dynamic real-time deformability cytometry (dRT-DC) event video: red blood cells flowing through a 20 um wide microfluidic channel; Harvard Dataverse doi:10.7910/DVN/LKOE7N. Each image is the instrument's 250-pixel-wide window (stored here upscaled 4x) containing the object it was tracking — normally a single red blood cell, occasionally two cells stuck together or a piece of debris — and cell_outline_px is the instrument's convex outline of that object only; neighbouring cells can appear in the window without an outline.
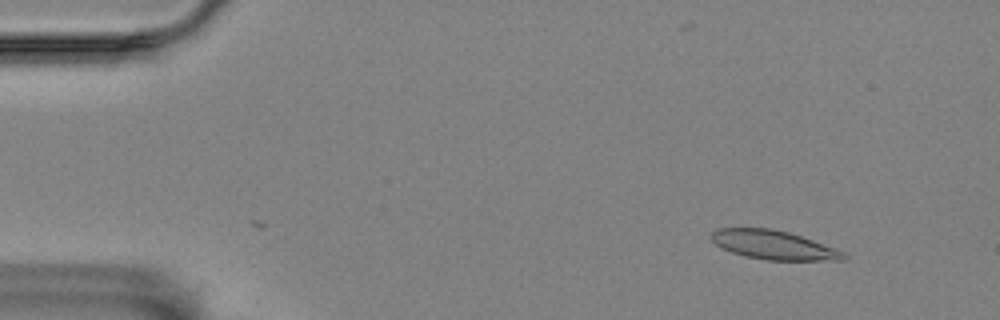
{"species": "Egyptian fruit bat (a non-hibernating species)", "species_latin": "Rousettus aegyptiacus", "temperature_condition": "room temperature", "stored_images_in_passage": 44, "camera_frame_rate_fps": 3000, "um_per_image_px": 0.085, "animal": {"sex": "female"}, "frame": {"image": 1, "passage_image": 1, "time_ms": 0.0, "image_size_px": [1000, 320], "cell_outline_px": [[848, 256], [844, 260], [764, 260], [744, 256], [720, 248], [712, 240], [712, 232], [716, 228], [768, 228], [788, 232], [812, 240], [844, 252]], "centroid_in_image_um": [65.72, 20.83], "position_along_channel_um": 19.3, "area_um2": 22.14}}
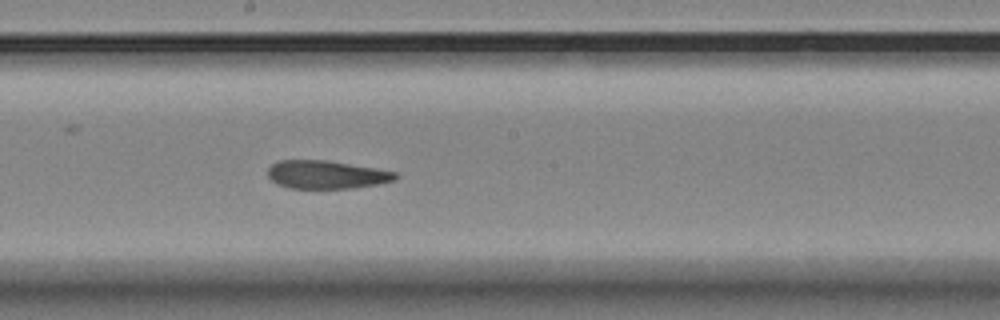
{"frame": {"image": 2, "passage_image": 26, "time_ms": 8.333, "image_size_px": [1000, 320], "cell_outline_px": [[396, 180], [376, 184], [352, 188], [288, 188], [276, 184], [268, 176], [268, 168], [272, 164], [280, 160], [324, 160], [396, 172]], "centroid_in_image_um": [27.68, 14.85], "position_along_channel_um": 220.5, "area_um2": 20.63}}
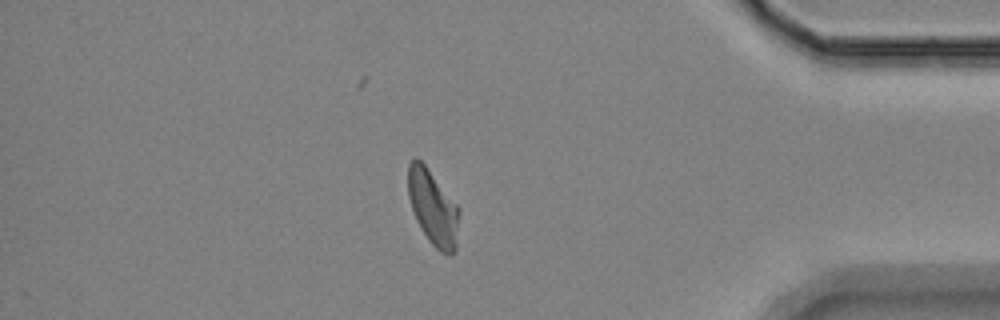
{"frame": {"image": 3, "passage_image": 44, "time_ms": 14.333, "image_size_px": [1000, 320], "cell_outline_px": [[460, 212], [456, 252], [452, 256], [448, 256], [440, 252], [428, 240], [420, 228], [416, 220], [408, 196], [408, 164], [416, 156], [424, 164], [460, 208]], "centroid_in_image_um": [36.83, 17.7], "position_along_channel_um": 398.4, "area_um2": 22.6}, "authors_computed_cell_mechanics": {"area_um2": 22.4842, "velocity_mm_per_s": 3.4972, "shape_relaxation_time_tau1_ms": null, "shape_relaxation_time_tau2_ms": 2.5979, "deformation_change_tau1": null, "deformation_change_tau2": 0.1032}}